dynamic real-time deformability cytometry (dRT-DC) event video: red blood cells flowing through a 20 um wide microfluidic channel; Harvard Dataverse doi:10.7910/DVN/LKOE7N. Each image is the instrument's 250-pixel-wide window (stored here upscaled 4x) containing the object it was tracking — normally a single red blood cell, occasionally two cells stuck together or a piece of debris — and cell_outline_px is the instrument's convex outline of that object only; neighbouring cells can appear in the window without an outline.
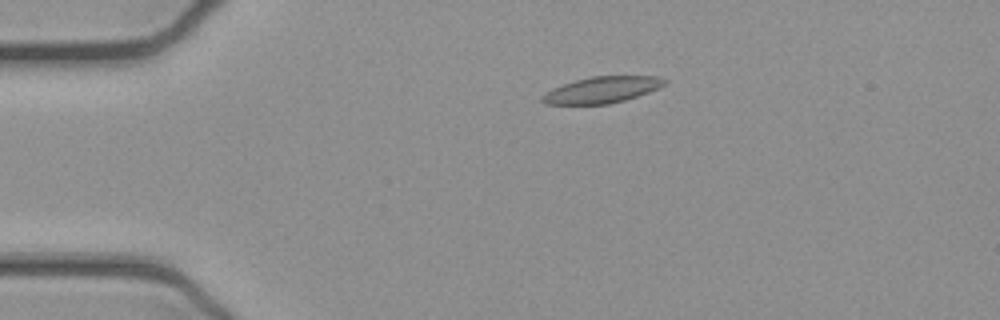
{"species": "common noctule bat (a hibernating species)", "species_latin": "Nyctalus noctula", "temperature_condition": "cold", "stored_images_in_passage": 6, "camera_frame_rate_fps": 3000, "um_per_image_px": 0.085, "animal": {"sex": "female", "body_mass_g": 21.9}, "frame": {"image": 1, "passage_image": 3, "time_ms": 0.667, "image_size_px": [1000, 320], "cell_outline_px": [[668, 80], [664, 84], [648, 92], [624, 100], [608, 104], [544, 104], [540, 100], [540, 96], [544, 92], [552, 88], [576, 80], [592, 76], [656, 76]], "centroid_in_image_um": [51.1, 7.64], "position_along_channel_um": 33.9, "area_um2": 18.61}}